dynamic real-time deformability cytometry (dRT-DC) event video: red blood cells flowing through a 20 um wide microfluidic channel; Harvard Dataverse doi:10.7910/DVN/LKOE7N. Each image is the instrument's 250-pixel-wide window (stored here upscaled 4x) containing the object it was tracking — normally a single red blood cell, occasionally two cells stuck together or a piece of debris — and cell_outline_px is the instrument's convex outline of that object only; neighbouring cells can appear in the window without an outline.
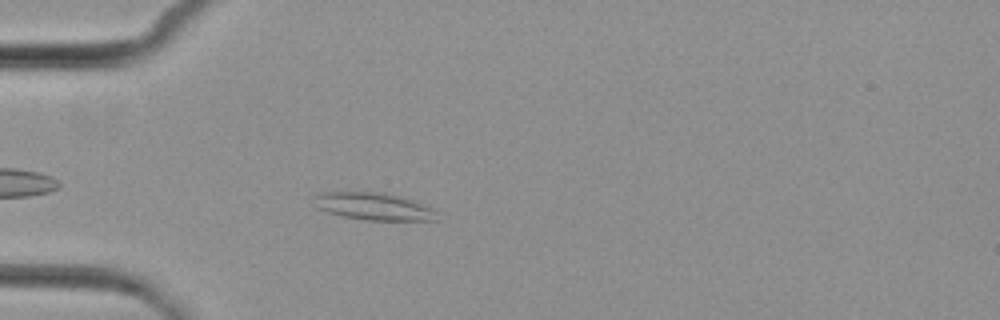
{"species": "common noctule bat (a hibernating species)", "species_latin": "Nyctalus noctula", "temperature_condition": "cold", "stored_images_in_passage": 1, "camera_frame_rate_fps": 3000, "um_per_image_px": 0.085, "animal": {"sex": "female", "body_mass_g": 29.2, "forearm_length_mm": 56.3}, "frame": {"image": 1, "passage_image": 1, "time_ms": 0.0, "image_size_px": [1000, 320], "cell_outline_px": [[436, 220], [364, 220], [344, 216], [328, 212], [316, 208], [312, 196], [320, 192], [384, 192], [400, 196], [412, 200], [432, 208], [436, 212]], "centroid_in_image_um": [31.7, 17.53], "position_along_channel_um": 53.3, "area_um2": 19.59}}